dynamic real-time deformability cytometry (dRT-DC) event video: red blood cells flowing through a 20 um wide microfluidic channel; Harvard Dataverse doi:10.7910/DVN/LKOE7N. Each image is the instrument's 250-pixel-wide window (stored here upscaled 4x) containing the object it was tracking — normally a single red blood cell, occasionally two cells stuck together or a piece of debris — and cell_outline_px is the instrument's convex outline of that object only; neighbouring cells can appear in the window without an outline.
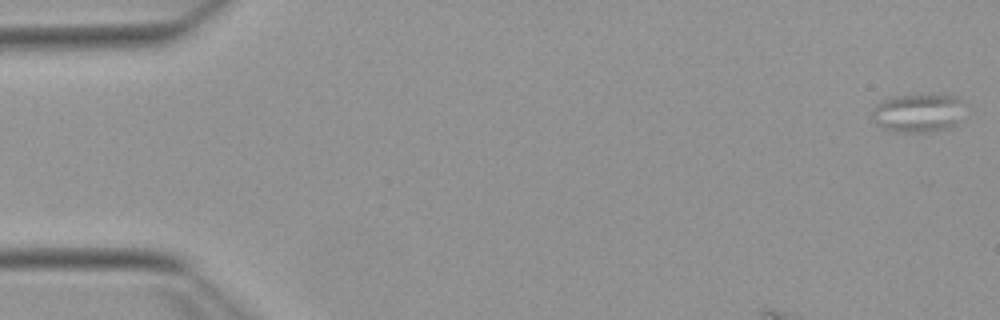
{"species": "Egyptian fruit bat (a non-hibernating species)", "species_latin": "Rousettus aegyptiacus", "temperature_condition": "warm", "stored_images_in_passage": 16, "camera_frame_rate_fps": 3000, "um_per_image_px": 0.085, "animal": {"sex": "female"}, "frame": {"image": 1, "passage_image": 1, "time_ms": 0.0, "image_size_px": [1000, 320], "cell_outline_px": [[960, 100], [956, 124], [952, 128], [924, 132], [896, 132], [884, 128], [876, 124], [872, 120], [872, 108], [880, 100], [888, 96], [924, 92], [960, 96]], "centroid_in_image_um": [77.93, 9.54], "position_along_channel_um": 7.1, "area_um2": 21.39}}